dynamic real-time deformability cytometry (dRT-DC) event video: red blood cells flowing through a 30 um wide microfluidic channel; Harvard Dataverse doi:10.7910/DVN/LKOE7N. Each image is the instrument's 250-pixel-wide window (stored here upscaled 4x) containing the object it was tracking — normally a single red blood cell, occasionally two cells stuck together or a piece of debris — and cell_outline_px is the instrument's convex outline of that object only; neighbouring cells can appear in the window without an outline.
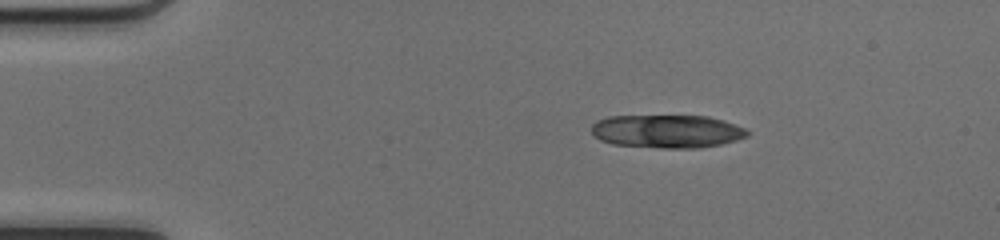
{"species": "common noctule bat (a hibernating species)", "species_latin": "Nyctalus noctula", "temperature_condition": "cold", "stored_images_in_passage": 10, "camera_frame_rate_fps": 3000, "um_per_image_px": 0.085, "animal": {"sex": "female", "body_mass_g": 17.0, "forearm_length_mm": 48.0}, "frame": {"image": 1, "passage_image": 1, "time_ms": 0.0, "image_size_px": [1000, 240], "cell_outline_px": [[748, 136], [736, 140], [720, 144], [700, 148], [660, 148], [612, 144], [600, 140], [592, 132], [592, 124], [596, 120], [608, 116], [708, 116], [724, 120], [744, 128], [748, 132]], "centroid_in_image_um": [56.68, 11.16], "position_along_channel_um": 28.3, "area_um2": 30.17}}